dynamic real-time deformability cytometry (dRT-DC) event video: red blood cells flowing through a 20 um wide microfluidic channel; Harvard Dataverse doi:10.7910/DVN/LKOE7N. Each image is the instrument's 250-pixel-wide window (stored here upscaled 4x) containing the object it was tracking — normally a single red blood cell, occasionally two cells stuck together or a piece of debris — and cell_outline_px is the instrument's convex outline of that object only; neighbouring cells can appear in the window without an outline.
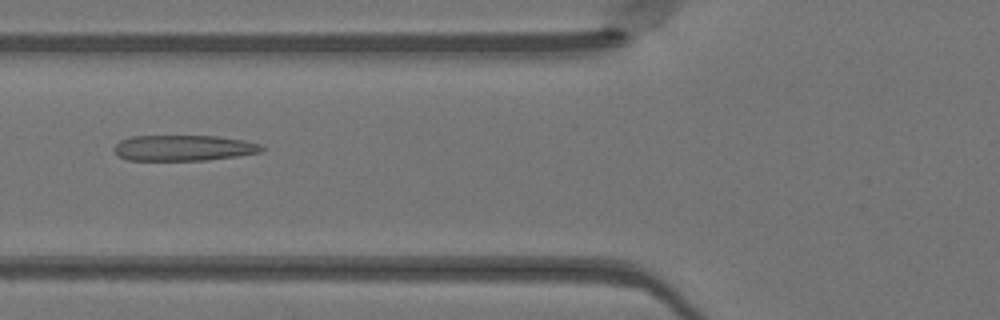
{"species": "Egyptian fruit bat (a non-hibernating species)", "species_latin": "Rousettus aegyptiacus", "temperature_condition": "warm", "stored_images_in_passage": 49, "camera_frame_rate_fps": 3000, "um_per_image_px": 0.085, "animal": {"sex": "female"}, "frame": {"image": 1, "passage_image": 19, "time_ms": 6.0, "image_size_px": [1000, 320], "cell_outline_px": [[264, 148], [260, 152], [236, 156], [208, 160], [128, 160], [120, 156], [112, 148], [120, 140], [132, 136], [216, 136], [244, 140], [264, 144]], "centroid_in_image_um": [15.63, 12.57], "position_along_channel_um": 110.2, "area_um2": 22.14}}
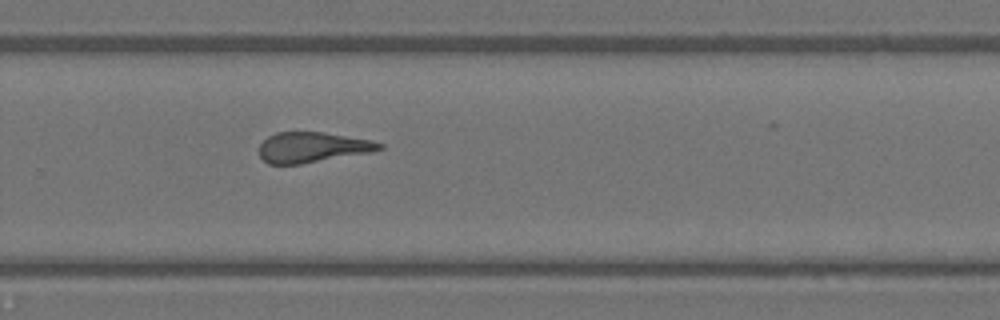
{"frame": {"image": 2, "passage_image": 33, "time_ms": 10.667, "image_size_px": [1000, 320], "cell_outline_px": [[384, 148], [368, 152], [300, 164], [268, 164], [260, 156], [260, 144], [268, 136], [276, 132], [324, 132], [372, 140], [384, 144]], "centroid_in_image_um": [26.54, 12.51], "position_along_channel_um": 303.3, "area_um2": 21.04}}
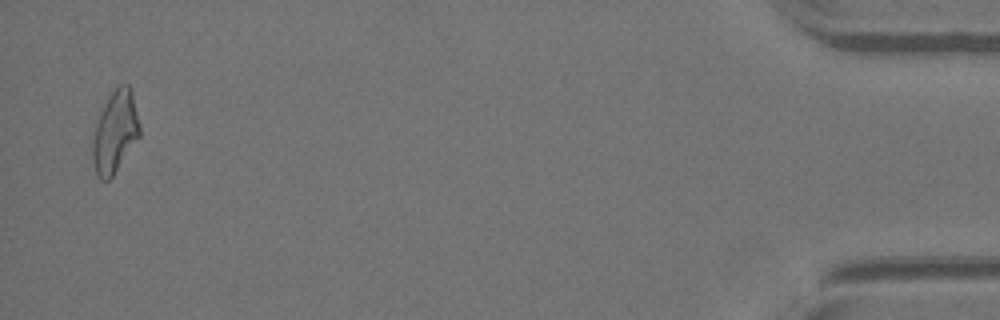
{"frame": {"image": 3, "passage_image": 48, "time_ms": 15.667, "image_size_px": [1000, 320], "cell_outline_px": [[140, 136], [112, 176], [108, 180], [100, 180], [96, 176], [92, 160], [92, 140], [96, 124], [104, 104], [108, 96], [120, 84], [128, 84], [132, 88], [140, 124]], "centroid_in_image_um": [9.78, 11.21], "position_along_channel_um": 425.4, "area_um2": 22.54}, "authors_computed_cell_mechanics": {"area_um2": 22.3108, "velocity_mm_per_s": 4.1542, "shape_relaxation_time_tau1_ms": 8.9989, "shape_relaxation_time_tau2_ms": 2.4105, "deformation_change_tau1": 0.3108, "deformation_change_tau2": 0.1563}}